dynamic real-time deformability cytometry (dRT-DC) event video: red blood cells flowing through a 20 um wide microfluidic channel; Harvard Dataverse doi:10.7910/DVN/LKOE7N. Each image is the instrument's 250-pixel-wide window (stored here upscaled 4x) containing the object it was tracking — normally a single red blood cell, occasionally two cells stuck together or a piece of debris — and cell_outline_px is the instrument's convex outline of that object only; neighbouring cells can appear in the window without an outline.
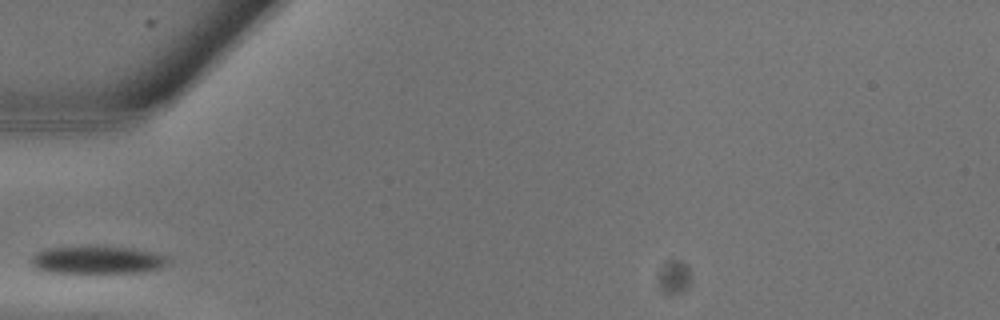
{"species": "common noctule bat (a hibernating species)", "species_latin": "Nyctalus noctula", "temperature_condition": "warm", "stored_images_in_passage": 6, "camera_frame_rate_fps": 3000, "um_per_image_px": 0.085, "animal": {"sex": "male", "body_mass_g": 13.3}, "frame": {"image": 1, "passage_image": 2, "time_ms": 0.333, "image_size_px": [1000, 320], "cell_outline_px": [[168, 264], [160, 268], [144, 272], [80, 276], [40, 272], [32, 268], [28, 260], [36, 252], [48, 248], [80, 244], [100, 244], [136, 248], [156, 252], [168, 256]], "centroid_in_image_um": [8.17, 22.11], "position_along_channel_um": 76.8, "area_um2": 24.97}}
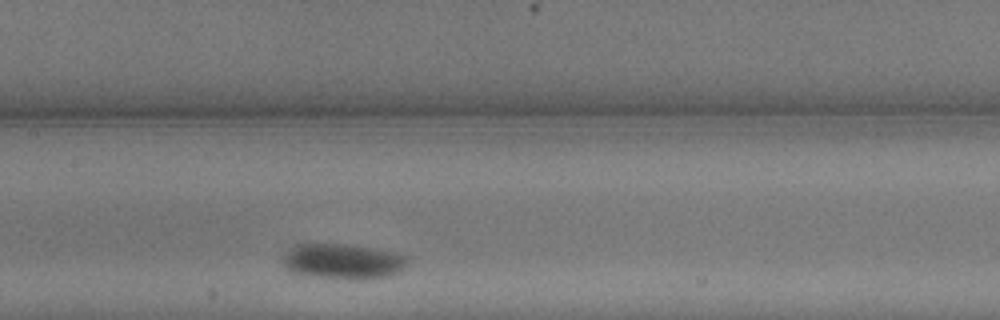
{"frame": {"image": 2, "passage_image": 6, "time_ms": 1.667, "image_size_px": [1000, 320], "cell_outline_px": [[408, 264], [400, 272], [392, 276], [368, 280], [352, 280], [316, 276], [288, 272], [284, 264], [284, 256], [296, 244], [344, 244], [372, 248], [396, 252], [408, 256]], "centroid_in_image_um": [29.24, 22.24], "position_along_channel_um": 178.2, "area_um2": 25.95}}